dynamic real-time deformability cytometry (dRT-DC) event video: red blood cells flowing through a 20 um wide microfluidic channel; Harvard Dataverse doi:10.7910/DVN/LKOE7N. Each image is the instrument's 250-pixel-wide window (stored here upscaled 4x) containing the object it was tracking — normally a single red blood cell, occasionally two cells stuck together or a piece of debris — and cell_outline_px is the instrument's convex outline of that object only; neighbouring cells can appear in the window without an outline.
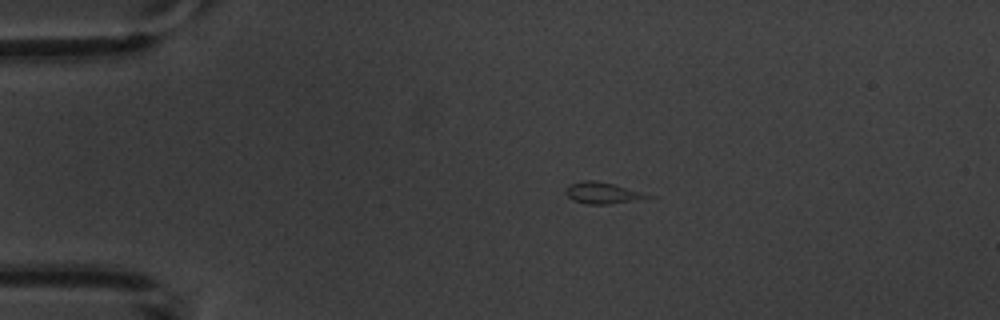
{"species": "common noctule bat (a hibernating species)", "species_latin": "Nyctalus noctula", "temperature_condition": "warm", "stored_images_in_passage": 5, "camera_frame_rate_fps": 3000, "um_per_image_px": 0.085, "animal": {"sex": "male", "body_mass_g": 20.1, "forearm_length_mm": 53.5}, "frame": {"image": 1, "passage_image": 3, "time_ms": 2.333, "image_size_px": [1000, 320], "cell_outline_px": [[656, 196], [636, 200], [608, 204], [584, 204], [572, 200], [564, 192], [572, 184], [584, 180], [596, 180], [612, 184]], "centroid_in_image_um": [51.19, 16.41], "position_along_channel_um": 33.8, "area_um2": 10.0}}